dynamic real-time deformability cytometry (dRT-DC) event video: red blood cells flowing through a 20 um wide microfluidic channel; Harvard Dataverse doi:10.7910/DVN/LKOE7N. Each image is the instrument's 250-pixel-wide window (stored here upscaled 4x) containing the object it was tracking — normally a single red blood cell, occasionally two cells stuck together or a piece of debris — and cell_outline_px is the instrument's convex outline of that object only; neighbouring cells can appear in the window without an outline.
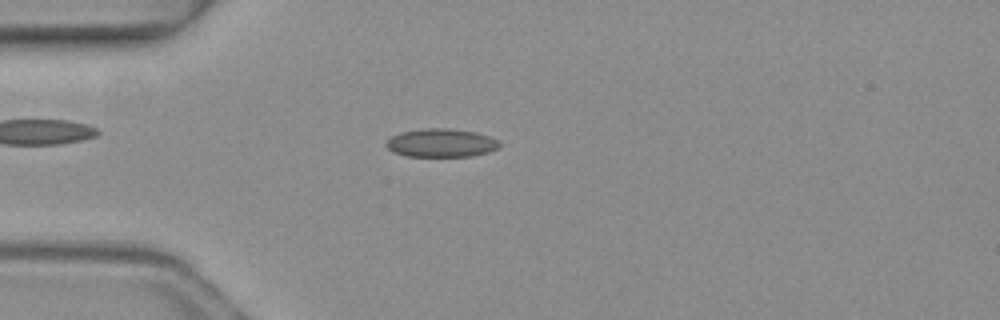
{"species": "common noctule bat (a hibernating species)", "species_latin": "Nyctalus noctula", "temperature_condition": "warm", "stored_images_in_passage": 5, "camera_frame_rate_fps": 3000, "um_per_image_px": 0.085, "animal": {"sex": "female", "body_mass_g": 19.3, "forearm_length_mm": 54.1}, "frame": {"image": 1, "passage_image": 4, "time_ms": 1.0, "image_size_px": [1000, 320], "cell_outline_px": [[500, 148], [488, 152], [472, 156], [404, 156], [392, 152], [384, 144], [392, 136], [400, 132], [424, 128], [448, 128], [476, 132], [500, 140]], "centroid_in_image_um": [37.51, 12.15], "position_along_channel_um": 47.5, "area_um2": 18.9}}